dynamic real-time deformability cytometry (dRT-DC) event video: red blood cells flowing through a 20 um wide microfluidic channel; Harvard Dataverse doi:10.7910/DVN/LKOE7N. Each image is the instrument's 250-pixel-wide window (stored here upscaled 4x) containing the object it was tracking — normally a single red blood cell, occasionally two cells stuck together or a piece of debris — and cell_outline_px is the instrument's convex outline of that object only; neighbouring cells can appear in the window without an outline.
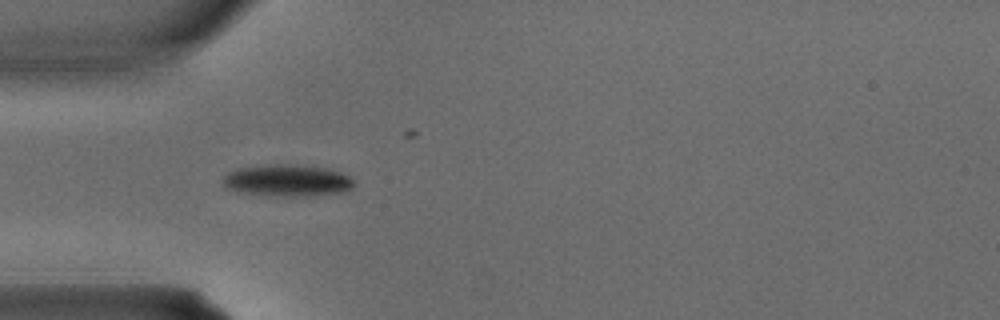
{"species": "common noctule bat (a hibernating species)", "species_latin": "Nyctalus noctula", "temperature_condition": "warm", "stored_images_in_passage": 4, "camera_frame_rate_fps": 3000, "um_per_image_px": 0.085, "animal": {"sex": "male", "body_mass_g": 15.6}, "frame": {"image": 1, "passage_image": 3, "time_ms": 0.667, "image_size_px": [1000, 320], "cell_outline_px": [[356, 184], [348, 192], [312, 196], [276, 196], [236, 192], [224, 188], [224, 176], [228, 172], [240, 168], [272, 164], [296, 164], [324, 168], [340, 172], [348, 176]], "centroid_in_image_um": [24.44, 15.36], "position_along_channel_um": 60.6, "area_um2": 24.57}}
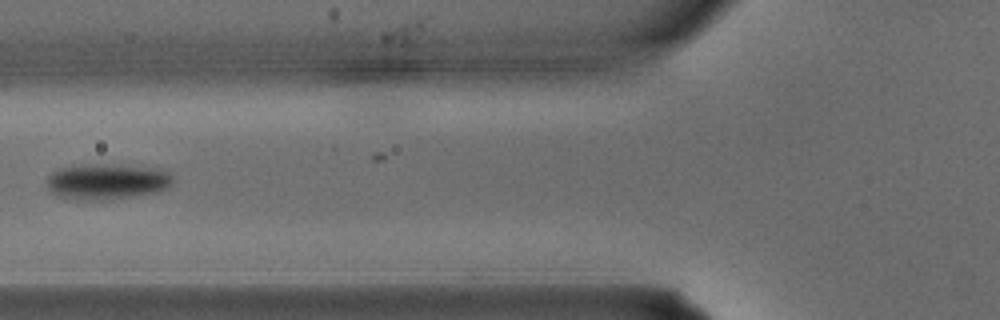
{"frame": {"image": 2, "passage_image": 4, "time_ms": 1.0, "image_size_px": [1000, 320], "cell_outline_px": [[172, 184], [168, 188], [160, 192], [112, 200], [76, 200], [56, 196], [48, 188], [48, 176], [52, 172], [60, 168], [156, 168], [168, 172], [172, 176]], "centroid_in_image_um": [9.13, 15.54], "position_along_channel_um": 116.7, "area_um2": 24.91}}